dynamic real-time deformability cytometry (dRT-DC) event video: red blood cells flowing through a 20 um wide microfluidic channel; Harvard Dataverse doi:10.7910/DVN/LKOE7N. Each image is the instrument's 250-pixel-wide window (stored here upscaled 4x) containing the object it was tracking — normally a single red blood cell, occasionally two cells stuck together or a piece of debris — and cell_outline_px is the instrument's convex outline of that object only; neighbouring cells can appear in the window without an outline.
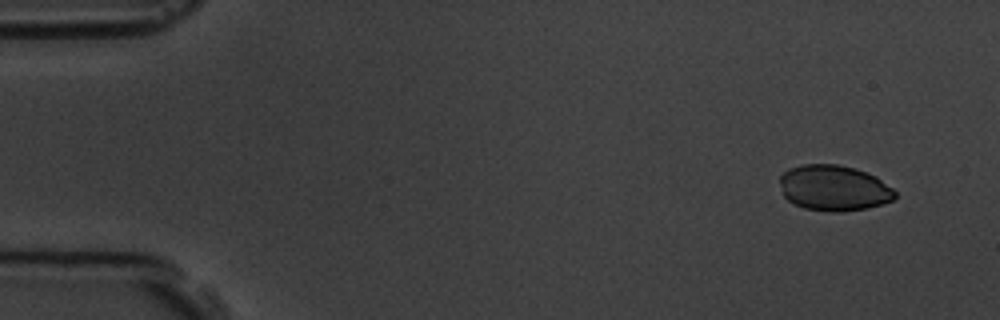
{"species": "common noctule bat (a hibernating species)", "species_latin": "Nyctalus noctula", "temperature_condition": "room temperature", "stored_images_in_passage": 5, "camera_frame_rate_fps": 3000, "um_per_image_px": 0.085, "animal": {"sex": "male", "body_mass_g": 19.5, "forearm_length_mm": 54.6}, "frame": {"image": 1, "passage_image": 1, "time_ms": 0.0, "image_size_px": [1000, 320], "cell_outline_px": [[896, 196], [892, 200], [868, 208], [840, 212], [828, 212], [804, 208], [788, 200], [784, 196], [780, 184], [780, 176], [788, 168], [800, 164], [836, 164], [856, 168], [876, 176], [892, 188], [896, 192]], "centroid_in_image_um": [70.87, 15.97], "position_along_channel_um": 14.1, "area_um2": 30.81}}